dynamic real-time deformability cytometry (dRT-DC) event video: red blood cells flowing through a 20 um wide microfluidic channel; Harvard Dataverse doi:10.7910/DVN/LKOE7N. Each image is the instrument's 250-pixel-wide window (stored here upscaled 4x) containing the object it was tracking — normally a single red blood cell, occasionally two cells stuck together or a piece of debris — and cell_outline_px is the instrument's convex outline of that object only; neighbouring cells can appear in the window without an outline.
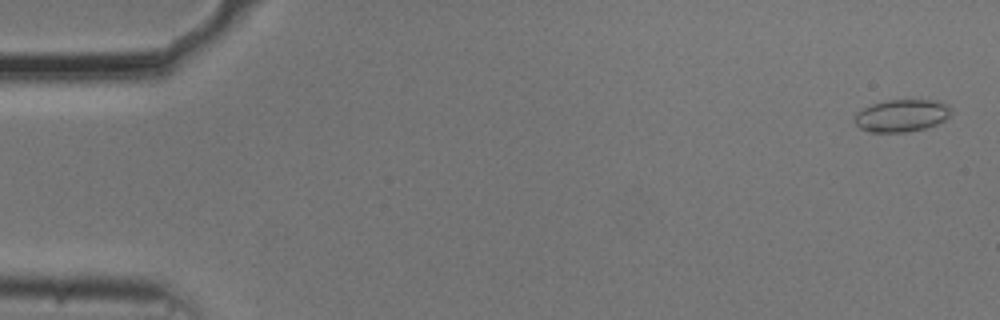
{"species": "common noctule bat (a hibernating species)", "species_latin": "Nyctalus noctula", "temperature_condition": "cold", "stored_images_in_passage": 41, "camera_frame_rate_fps": 3000, "um_per_image_px": 0.085, "animal": {"sex": "male", "body_mass_g": 20.5, "forearm_length_mm": 52.5}, "frame": {"image": 1, "passage_image": 2, "time_ms": 0.333, "image_size_px": [1000, 320], "cell_outline_px": [[952, 112], [944, 120], [936, 124], [924, 128], [904, 132], [872, 132], [860, 128], [856, 124], [856, 112], [872, 104], [888, 100], [936, 100], [948, 104]], "centroid_in_image_um": [76.66, 9.81], "position_along_channel_um": 8.3, "area_um2": 17.98}}
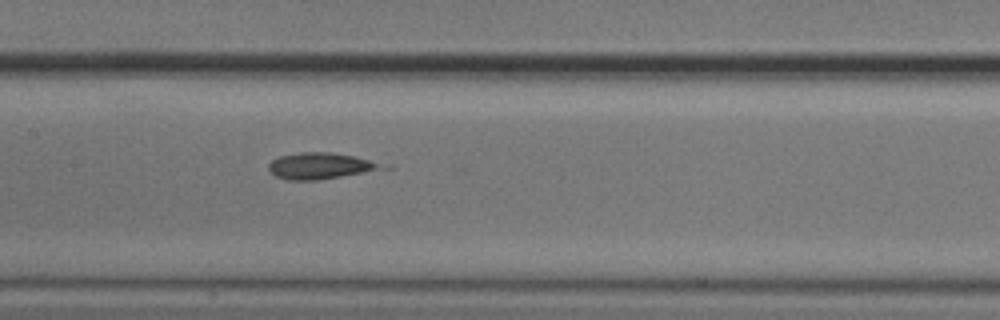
{"frame": {"image": 2, "passage_image": 27, "time_ms": 8.667, "image_size_px": [1000, 320], "cell_outline_px": [[392, 168], [320, 180], [288, 180], [276, 176], [268, 168], [268, 164], [272, 160], [280, 156], [300, 152], [332, 152], [356, 156], [392, 164]], "centroid_in_image_um": [27.4, 14.09], "position_along_channel_um": 180.0, "area_um2": 17.98}}
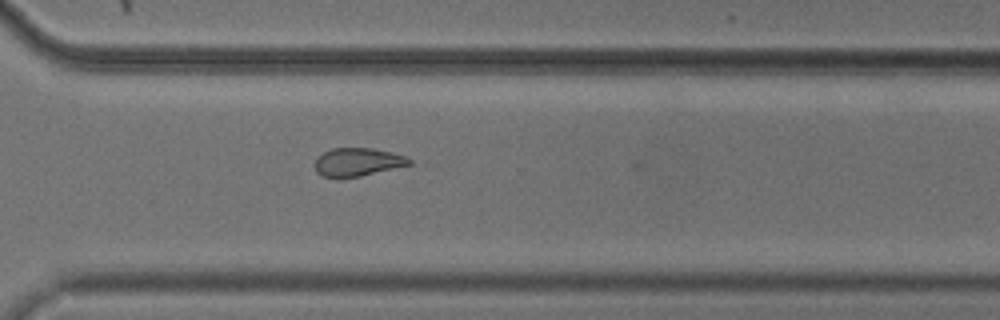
{"frame": {"image": 3, "passage_image": 40, "time_ms": 13.0, "image_size_px": [1000, 320], "cell_outline_px": [[412, 164], [360, 176], [324, 176], [316, 172], [316, 156], [332, 148], [372, 148], [392, 152], [404, 156], [412, 160]], "centroid_in_image_um": [30.41, 13.75], "position_along_channel_um": 340.2, "area_um2": 15.2}}